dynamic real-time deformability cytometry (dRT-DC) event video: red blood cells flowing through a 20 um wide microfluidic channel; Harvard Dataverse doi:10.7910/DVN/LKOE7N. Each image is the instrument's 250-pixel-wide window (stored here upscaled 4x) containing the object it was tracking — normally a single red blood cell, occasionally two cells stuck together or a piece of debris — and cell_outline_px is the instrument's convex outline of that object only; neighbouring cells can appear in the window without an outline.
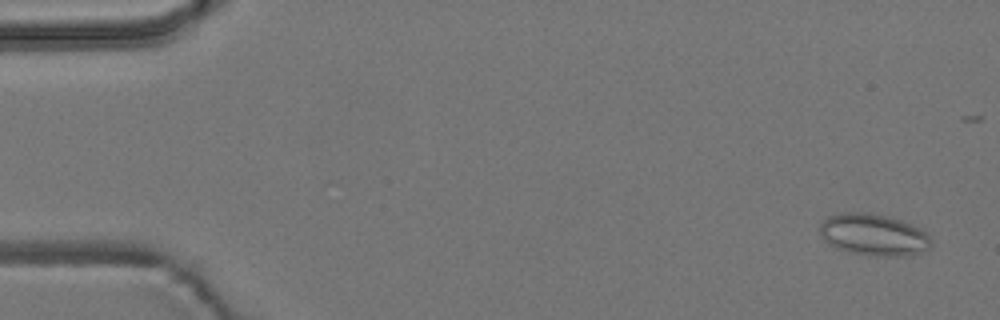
{"species": "common noctule bat (a hibernating species)", "species_latin": "Nyctalus noctula", "temperature_condition": "room temperature", "stored_images_in_passage": 4, "camera_frame_rate_fps": 3000, "um_per_image_px": 0.085, "animal": {"sex": "male", "body_mass_g": 19.2, "forearm_length_mm": 51.8}, "frame": {"image": 1, "passage_image": 1, "time_ms": 0.0, "image_size_px": [1000, 320], "cell_outline_px": [[932, 244], [928, 248], [904, 256], [876, 256], [848, 252], [836, 248], [828, 244], [820, 236], [820, 224], [828, 216], [844, 212], [864, 212], [884, 216], [900, 220], [920, 228], [932, 240]], "centroid_in_image_um": [74.2, 19.96], "position_along_channel_um": 10.8, "area_um2": 26.88}}